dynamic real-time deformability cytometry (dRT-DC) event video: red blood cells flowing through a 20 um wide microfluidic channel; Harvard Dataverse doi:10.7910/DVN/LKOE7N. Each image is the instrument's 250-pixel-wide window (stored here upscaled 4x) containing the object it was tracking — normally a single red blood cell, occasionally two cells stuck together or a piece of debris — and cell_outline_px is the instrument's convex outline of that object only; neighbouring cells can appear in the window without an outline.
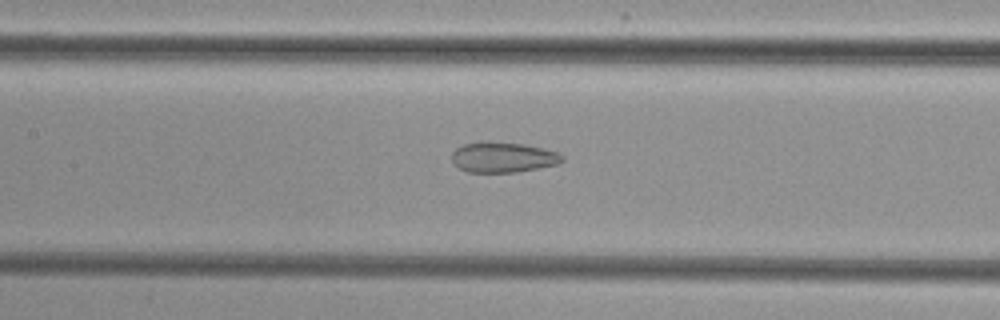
{"species": "common noctule bat (a hibernating species)", "species_latin": "Nyctalus noctula", "temperature_condition": "cold", "stored_images_in_passage": 20, "camera_frame_rate_fps": 3000, "um_per_image_px": 0.085, "animal": {"sex": "female", "body_mass_g": 29.2, "forearm_length_mm": 56.3}, "frame": {"image": 1, "passage_image": 20, "time_ms": 6.333, "image_size_px": [1000, 320], "cell_outline_px": [[564, 160], [556, 164], [516, 172], [468, 172], [460, 168], [452, 160], [452, 152], [456, 148], [464, 144], [480, 140], [488, 140], [524, 144], [544, 148], [560, 152], [564, 156]], "centroid_in_image_um": [42.76, 13.33], "position_along_channel_um": 164.6, "area_um2": 19.77}}